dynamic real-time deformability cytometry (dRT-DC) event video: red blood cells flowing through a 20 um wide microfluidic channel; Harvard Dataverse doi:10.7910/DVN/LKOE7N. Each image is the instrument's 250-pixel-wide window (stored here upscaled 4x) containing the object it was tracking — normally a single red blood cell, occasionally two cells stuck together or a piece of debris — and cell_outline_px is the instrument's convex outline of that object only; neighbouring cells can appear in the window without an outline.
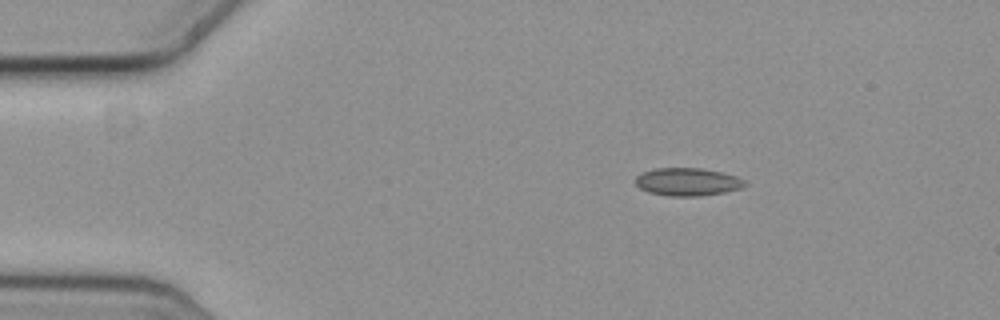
{"species": "common noctule bat (a hibernating species)", "species_latin": "Nyctalus noctula", "temperature_condition": "cold", "stored_images_in_passage": 49, "camera_frame_rate_fps": 3000, "um_per_image_px": 0.085, "animal": {"sex": "female", "body_mass_g": 19.3, "forearm_length_mm": 54.1}, "frame": {"image": 1, "passage_image": 1, "time_ms": 0.0, "image_size_px": [1000, 320], "cell_outline_px": [[748, 184], [740, 188], [724, 192], [700, 196], [668, 196], [648, 192], [640, 188], [636, 184], [636, 176], [644, 172], [656, 168], [700, 168], [724, 172], [736, 176], [744, 180]], "centroid_in_image_um": [58.46, 15.46], "position_along_channel_um": 26.5, "area_um2": 17.74}}
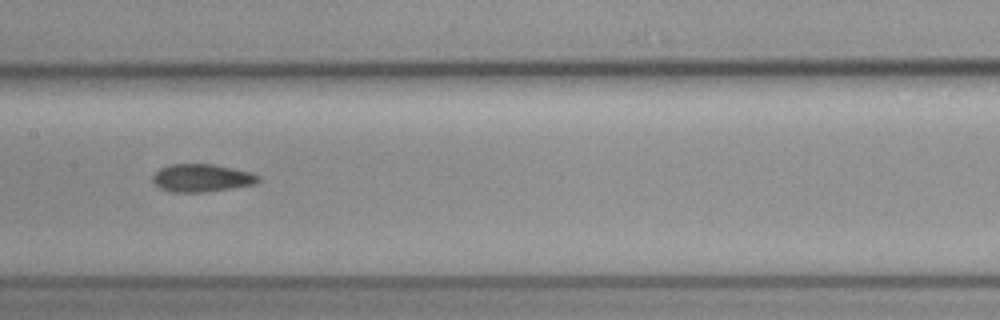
{"frame": {"image": 2, "passage_image": 20, "time_ms": 6.333, "image_size_px": [1000, 320], "cell_outline_px": [[260, 180], [256, 184], [204, 192], [172, 192], [160, 188], [152, 184], [152, 176], [160, 168], [168, 164], [212, 164], [252, 172], [260, 176]], "centroid_in_image_um": [17.13, 15.12], "position_along_channel_um": 190.3, "area_um2": 17.22}}
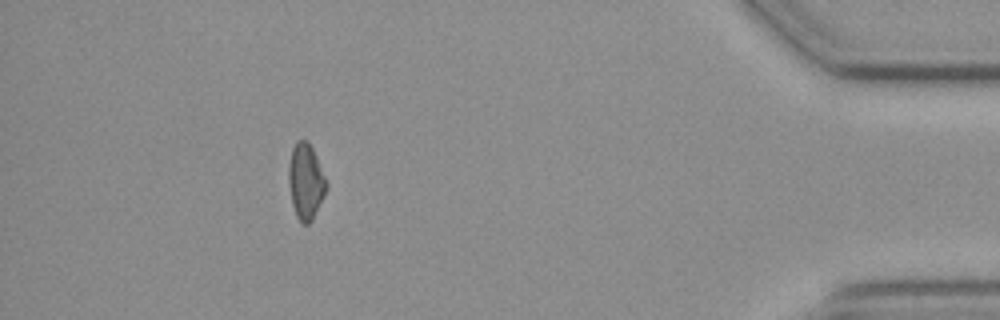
{"frame": {"image": 3, "passage_image": 43, "time_ms": 14.0, "image_size_px": [1000, 320], "cell_outline_px": [[328, 188], [312, 220], [308, 224], [300, 224], [296, 216], [292, 204], [288, 184], [288, 168], [292, 148], [296, 140], [308, 140], [316, 156], [328, 184]], "centroid_in_image_um": [25.98, 15.43], "position_along_channel_um": 409.2, "area_um2": 16.82}, "authors_computed_cell_mechanics": {"area_um2": 16.9354, "velocity_mm_per_s": 3.6289, "shape_relaxation_time_tau1_ms": null, "shape_relaxation_time_tau2_ms": 3.3017, "deformation_change_tau1": null, "deformation_change_tau2": 0.0922}}